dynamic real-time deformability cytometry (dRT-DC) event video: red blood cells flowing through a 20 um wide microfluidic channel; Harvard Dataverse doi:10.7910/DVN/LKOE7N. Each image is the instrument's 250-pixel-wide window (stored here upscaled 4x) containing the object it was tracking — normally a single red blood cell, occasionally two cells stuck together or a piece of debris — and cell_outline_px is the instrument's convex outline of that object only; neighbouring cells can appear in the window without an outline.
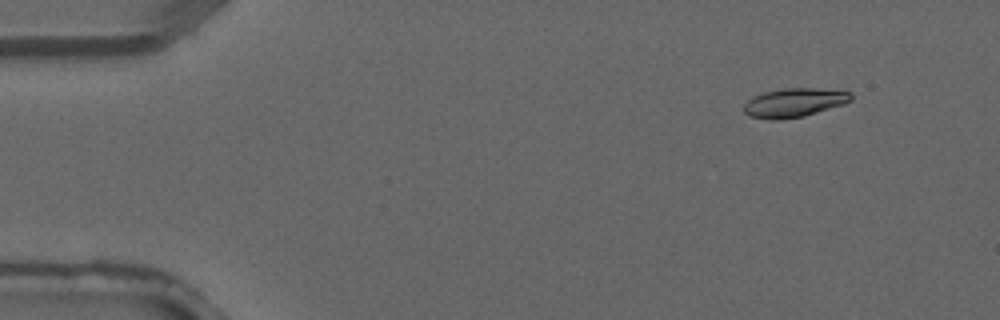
{"species": "common noctule bat (a hibernating species)", "species_latin": "Nyctalus noctula", "temperature_condition": "warm", "stored_images_in_passage": 4, "camera_frame_rate_fps": 3000, "um_per_image_px": 0.085, "animal": {"sex": "male", "forearm_length_mm": 52.5}, "frame": {"image": 1, "passage_image": 2, "time_ms": 0.333, "image_size_px": [1000, 320], "cell_outline_px": [[852, 100], [844, 104], [804, 116], [780, 120], [768, 120], [748, 116], [744, 112], [744, 104], [752, 96], [764, 92], [784, 88], [816, 88], [852, 92]], "centroid_in_image_um": [67.48, 8.73], "position_along_channel_um": 17.5, "area_um2": 18.21}}